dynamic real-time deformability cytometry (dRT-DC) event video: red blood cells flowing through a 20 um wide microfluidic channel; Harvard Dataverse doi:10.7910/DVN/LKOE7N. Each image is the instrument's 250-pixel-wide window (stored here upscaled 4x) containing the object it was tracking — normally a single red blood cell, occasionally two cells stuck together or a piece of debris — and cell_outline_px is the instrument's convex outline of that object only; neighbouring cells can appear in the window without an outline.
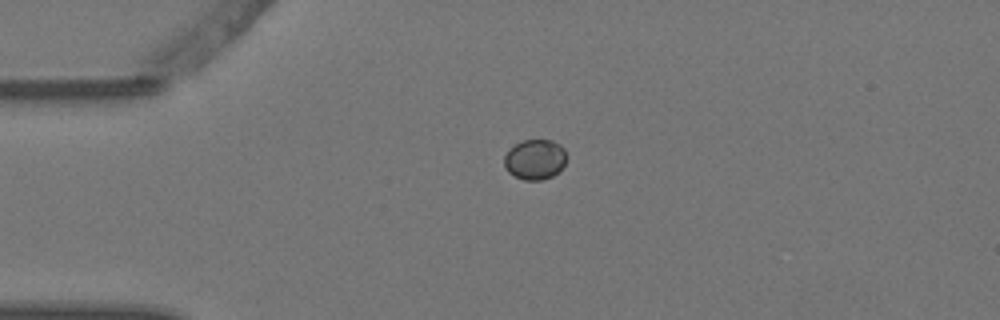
{"species": "Egyptian fruit bat (a non-hibernating species)", "species_latin": "Rousettus aegyptiacus", "temperature_condition": "warm", "stored_images_in_passage": 2, "camera_frame_rate_fps": 3000, "um_per_image_px": 0.085, "animal": {"sex": "female"}, "frame": {"image": 1, "passage_image": 1, "time_ms": 0.0, "image_size_px": [1000, 320], "cell_outline_px": [[568, 156], [560, 172], [552, 176], [540, 180], [524, 180], [508, 172], [504, 168], [504, 156], [516, 144], [524, 140], [552, 140], [560, 144], [564, 148]], "centroid_in_image_um": [45.51, 13.56], "position_along_channel_um": 39.5, "area_um2": 14.68}}